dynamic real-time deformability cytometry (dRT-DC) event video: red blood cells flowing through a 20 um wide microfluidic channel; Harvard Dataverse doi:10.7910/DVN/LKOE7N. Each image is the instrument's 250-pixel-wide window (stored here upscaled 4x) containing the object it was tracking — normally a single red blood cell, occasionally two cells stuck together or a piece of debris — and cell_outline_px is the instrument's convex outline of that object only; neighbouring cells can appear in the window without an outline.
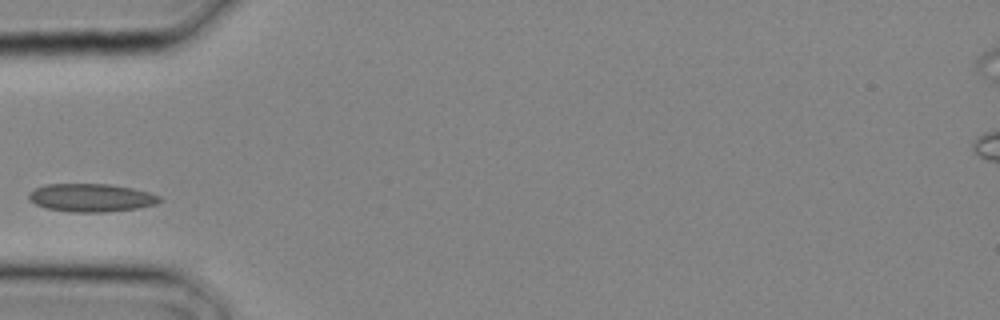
{"species": "common noctule bat (a hibernating species)", "species_latin": "Nyctalus noctula", "temperature_condition": "cold", "stored_images_in_passage": 2, "camera_frame_rate_fps": 3000, "um_per_image_px": 0.085, "animal": {"sex": "male", "body_mass_g": 20.4}, "frame": {"image": 1, "passage_image": 2, "time_ms": 0.333, "image_size_px": [1000, 320], "cell_outline_px": [[164, 200], [156, 204], [136, 208], [104, 212], [72, 212], [48, 208], [36, 204], [28, 200], [28, 192], [44, 184], [112, 184], [132, 188], [148, 192], [160, 196]], "centroid_in_image_um": [7.75, 16.8], "position_along_channel_um": 77.3, "area_um2": 21.44}}